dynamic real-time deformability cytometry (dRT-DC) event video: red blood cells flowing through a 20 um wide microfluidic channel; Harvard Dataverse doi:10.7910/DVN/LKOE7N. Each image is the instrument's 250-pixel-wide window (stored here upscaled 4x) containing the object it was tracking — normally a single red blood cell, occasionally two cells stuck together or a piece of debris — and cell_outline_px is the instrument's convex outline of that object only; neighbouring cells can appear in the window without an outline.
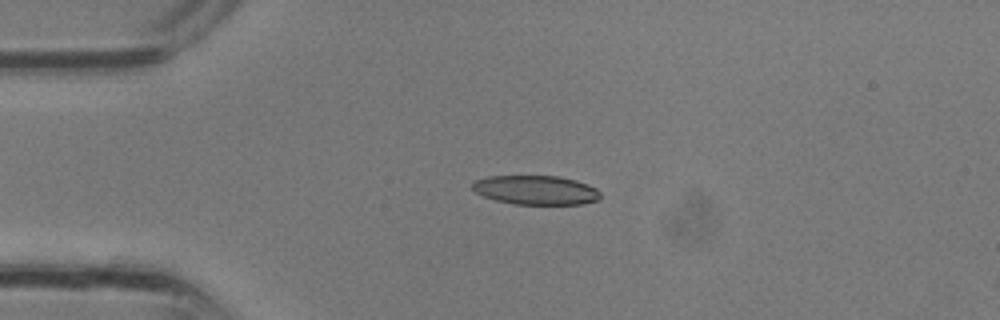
{"species": "common noctule bat (a hibernating species)", "species_latin": "Nyctalus noctula", "temperature_condition": "room temperature", "stored_images_in_passage": 3, "camera_frame_rate_fps": 3000, "um_per_image_px": 0.085, "animal": {"sex": "male", "body_mass_g": 13.3}, "frame": {"image": 1, "passage_image": 2, "time_ms": 0.333, "image_size_px": [1000, 320], "cell_outline_px": [[600, 200], [584, 204], [512, 204], [496, 200], [484, 196], [476, 192], [472, 188], [472, 184], [476, 180], [488, 176], [560, 176], [576, 180], [588, 184], [596, 188], [600, 192]], "centroid_in_image_um": [45.59, 16.15], "position_along_channel_um": 39.4, "area_um2": 21.85}}
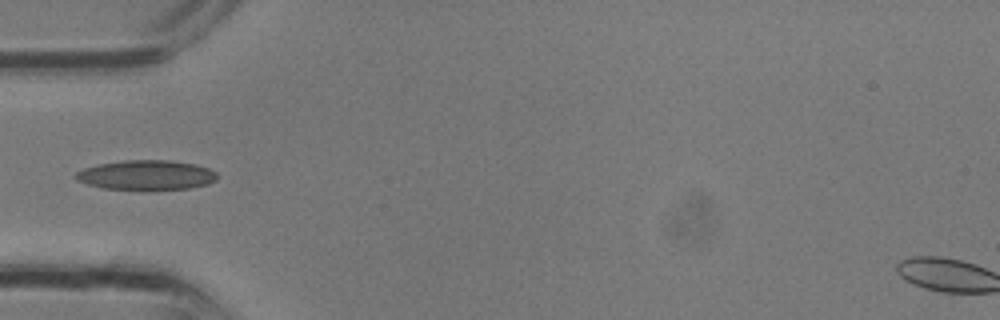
{"frame": {"image": 2, "passage_image": 3, "time_ms": 0.667, "image_size_px": [1000, 320], "cell_outline_px": [[216, 180], [208, 184], [188, 188], [140, 192], [104, 188], [88, 184], [76, 180], [72, 176], [76, 172], [84, 168], [100, 164], [124, 160], [172, 160], [196, 164], [208, 168], [216, 172]], "centroid_in_image_um": [12.42, 14.91], "position_along_channel_um": 72.6, "area_um2": 25.2}}